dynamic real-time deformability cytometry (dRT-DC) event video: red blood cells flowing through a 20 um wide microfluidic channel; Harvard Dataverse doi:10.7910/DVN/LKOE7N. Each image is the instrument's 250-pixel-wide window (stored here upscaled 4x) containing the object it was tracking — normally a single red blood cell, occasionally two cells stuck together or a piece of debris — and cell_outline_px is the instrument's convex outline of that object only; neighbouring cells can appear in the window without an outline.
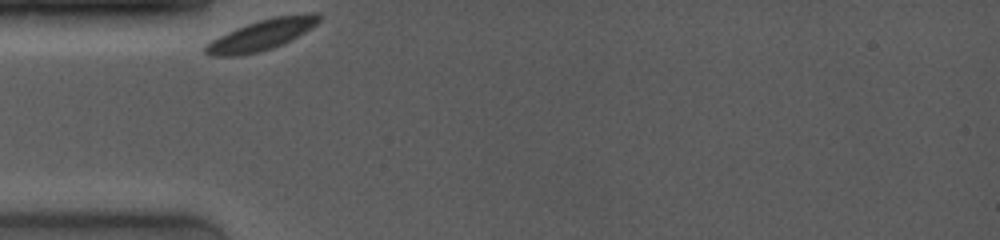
{"species": "common noctule bat (a hibernating species)", "species_latin": "Nyctalus noctula", "temperature_condition": "room temperature", "stored_images_in_passage": 62, "camera_frame_rate_fps": 4000, "um_per_image_px": 0.085, "animal": {"sex": "female", "body_mass_g": 19.0, "forearm_length_mm": 53.3}, "frame": {"image": 1, "passage_image": 1, "time_ms": 0.0, "image_size_px": [1000, 240], "cell_outline_px": [[324, 16], [316, 24], [304, 32], [284, 44], [272, 48], [240, 56], [212, 56], [204, 52], [204, 44], [236, 28], [272, 16], [312, 12], [316, 12]], "centroid_in_image_um": [22.26, 2.95], "position_along_channel_um": 62.7, "area_um2": 20.29}}
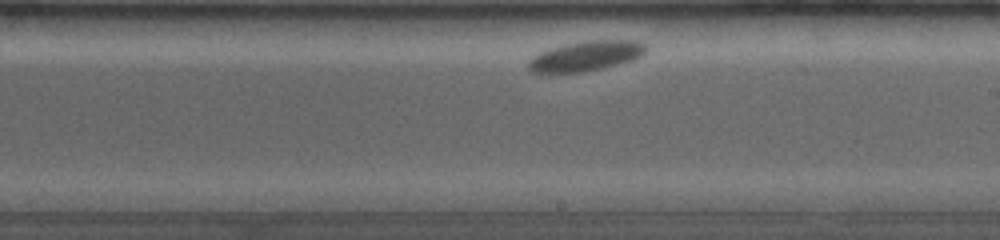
{"frame": {"image": 2, "passage_image": 41, "time_ms": 5.25, "image_size_px": [1000, 240], "cell_outline_px": [[648, 52], [632, 60], [604, 68], [584, 72], [532, 72], [528, 68], [528, 60], [532, 56], [548, 48], [564, 44], [588, 40], [636, 40], [648, 44]], "centroid_in_image_um": [49.85, 4.74], "position_along_channel_um": 239.2, "area_um2": 20.81}}
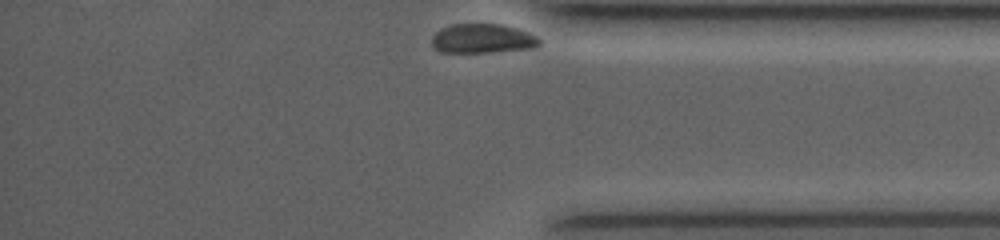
{"frame": {"image": 3, "passage_image": 62, "time_ms": 9.75, "image_size_px": [1000, 240], "cell_outline_px": [[540, 44], [536, 48], [492, 52], [440, 52], [432, 48], [432, 36], [440, 28], [452, 24], [500, 24], [516, 28], [528, 32], [536, 36], [540, 40]], "centroid_in_image_um": [41.0, 3.28], "position_along_channel_um": 394.2, "area_um2": 18.55}}